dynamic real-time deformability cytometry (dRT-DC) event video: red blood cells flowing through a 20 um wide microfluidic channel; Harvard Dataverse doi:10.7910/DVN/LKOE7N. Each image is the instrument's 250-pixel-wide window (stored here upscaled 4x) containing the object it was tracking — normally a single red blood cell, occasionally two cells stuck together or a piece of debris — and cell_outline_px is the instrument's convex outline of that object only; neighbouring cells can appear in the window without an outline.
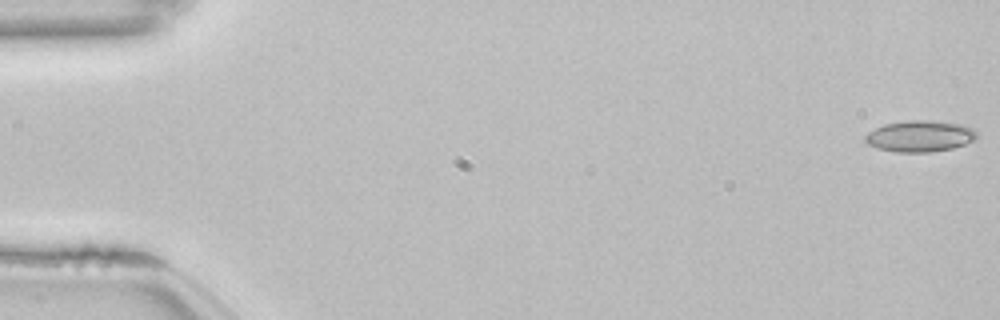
{"species": "common noctule bat (a hibernating species)", "species_latin": "Nyctalus noctula", "temperature_condition": "room temperature", "stored_images_in_passage": 22, "camera_frame_rate_fps": 3000, "um_per_image_px": 0.085, "animal": {"sex": "female", "body_mass_g": 22.7, "forearm_length_mm": 54.2}, "frame": {"image": 1, "passage_image": 1, "time_ms": 0.0, "image_size_px": [1000, 320], "cell_outline_px": [[976, 136], [972, 140], [964, 144], [952, 148], [928, 152], [896, 152], [880, 148], [868, 144], [864, 140], [864, 136], [868, 132], [884, 124], [908, 120], [924, 120], [964, 124], [972, 128], [976, 132]], "centroid_in_image_um": [78.17, 11.56], "position_along_channel_um": 6.8, "area_um2": 20.11}}
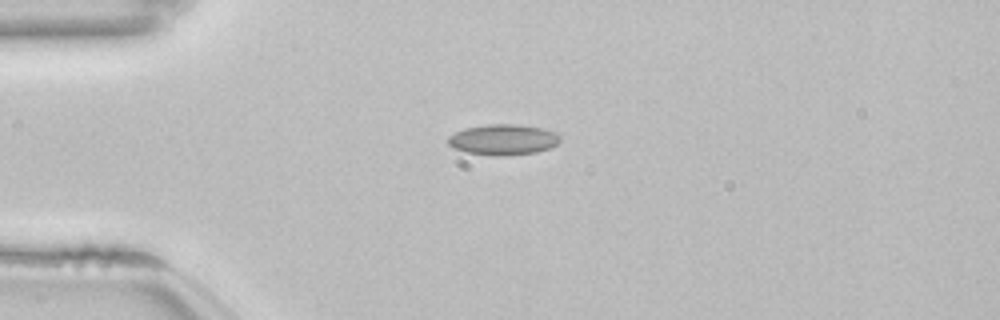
{"frame": {"image": 2, "passage_image": 14, "time_ms": 4.333, "image_size_px": [1000, 320], "cell_outline_px": [[560, 140], [556, 144], [548, 148], [536, 152], [500, 156], [496, 156], [468, 152], [452, 148], [448, 144], [448, 136], [464, 128], [488, 124], [516, 124], [544, 128], [556, 132], [560, 136]], "centroid_in_image_um": [42.76, 11.85], "position_along_channel_um": 42.2, "area_um2": 20.0}}
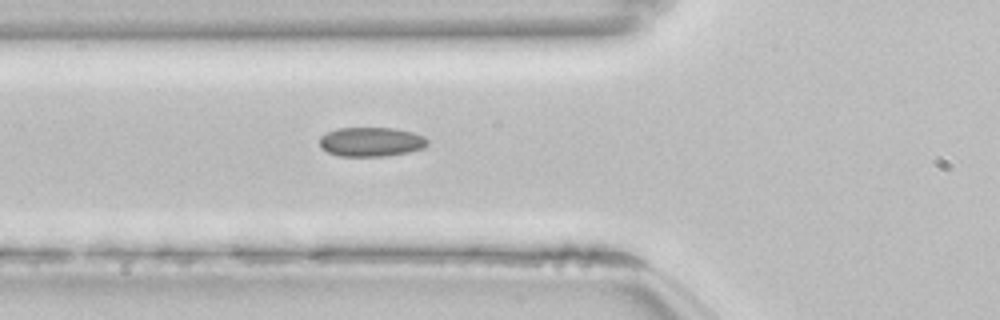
{"frame": {"image": 3, "passage_image": 20, "time_ms": 6.333, "image_size_px": [1000, 320], "cell_outline_px": [[428, 144], [424, 148], [408, 152], [388, 156], [340, 156], [328, 152], [320, 148], [320, 136], [336, 128], [396, 128], [412, 132], [424, 136], [428, 140]], "centroid_in_image_um": [31.56, 12.05], "position_along_channel_um": 94.2, "area_um2": 18.55}}